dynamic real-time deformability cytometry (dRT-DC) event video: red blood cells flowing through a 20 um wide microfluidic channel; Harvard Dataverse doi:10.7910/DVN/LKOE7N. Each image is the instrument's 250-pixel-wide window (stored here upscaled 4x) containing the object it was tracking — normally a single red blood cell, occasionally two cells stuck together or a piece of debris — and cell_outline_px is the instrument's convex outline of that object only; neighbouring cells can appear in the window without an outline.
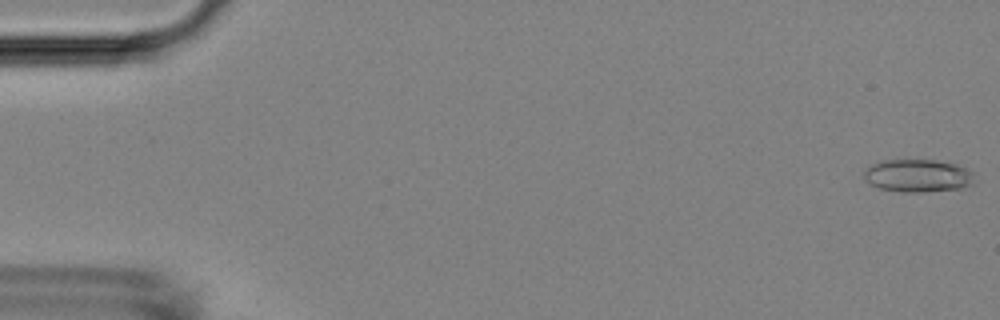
{"species": "Egyptian fruit bat (a non-hibernating species)", "species_latin": "Rousettus aegyptiacus", "temperature_condition": "room temperature", "stored_images_in_passage": 9, "camera_frame_rate_fps": 3000, "um_per_image_px": 0.085, "animal": {"sex": "female"}, "frame": {"image": 1, "passage_image": 1, "time_ms": 0.0, "image_size_px": [1000, 320], "cell_outline_px": [[972, 184], [960, 188], [920, 192], [904, 192], [880, 188], [864, 180], [864, 172], [872, 164], [880, 160], [936, 160], [956, 164], [972, 172]], "centroid_in_image_um": [77.98, 14.92], "position_along_channel_um": 7.0, "area_um2": 20.81}}